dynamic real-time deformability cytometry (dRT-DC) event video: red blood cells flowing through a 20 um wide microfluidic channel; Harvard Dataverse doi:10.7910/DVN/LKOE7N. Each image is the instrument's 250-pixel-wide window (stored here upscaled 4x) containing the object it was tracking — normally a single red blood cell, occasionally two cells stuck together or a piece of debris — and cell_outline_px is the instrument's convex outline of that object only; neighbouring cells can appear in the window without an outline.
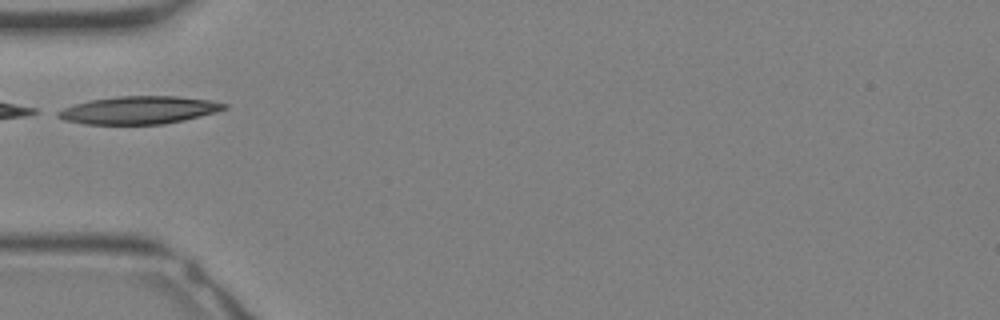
{"species": "Egyptian fruit bat (a non-hibernating species)", "species_latin": "Rousettus aegyptiacus", "temperature_condition": "warm", "stored_images_in_passage": 21, "camera_frame_rate_fps": 3000, "um_per_image_px": 0.085, "animal": {"sex": "female"}, "frame": {"image": 1, "passage_image": 1, "time_ms": 0.0, "image_size_px": [1000, 320], "cell_outline_px": [[228, 108], [216, 112], [184, 120], [164, 124], [84, 124], [64, 120], [56, 116], [56, 112], [64, 108], [88, 100], [116, 96], [176, 96], [208, 100], [228, 104]], "centroid_in_image_um": [11.8, 9.36], "position_along_channel_um": 73.2, "area_um2": 26.88}}
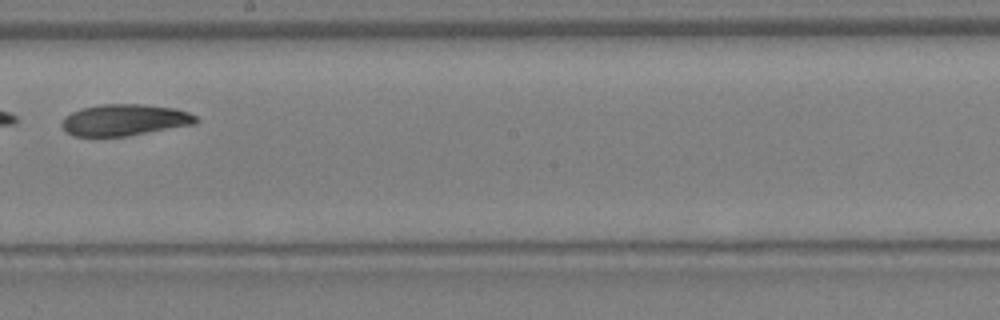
{"frame": {"image": 2, "passage_image": 9, "time_ms": 2.667, "image_size_px": [1000, 320], "cell_outline_px": [[200, 120], [192, 124], [124, 136], [72, 136], [60, 124], [64, 116], [80, 108], [100, 104], [144, 104], [176, 108], [188, 112], [196, 116]], "centroid_in_image_um": [10.55, 10.18], "position_along_channel_um": 237.6, "area_um2": 24.45}}
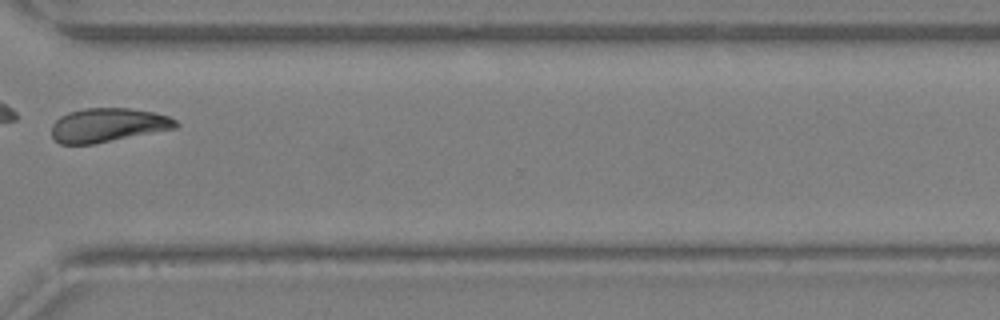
{"frame": {"image": 3, "passage_image": 15, "time_ms": 4.667, "image_size_px": [1000, 320], "cell_outline_px": [[180, 124], [176, 128], [92, 144], [60, 144], [52, 136], [52, 124], [60, 116], [68, 112], [84, 108], [128, 108], [152, 112], [168, 116], [176, 120]], "centroid_in_image_um": [9.16, 10.62], "position_along_channel_um": 361.4, "area_um2": 24.39}}